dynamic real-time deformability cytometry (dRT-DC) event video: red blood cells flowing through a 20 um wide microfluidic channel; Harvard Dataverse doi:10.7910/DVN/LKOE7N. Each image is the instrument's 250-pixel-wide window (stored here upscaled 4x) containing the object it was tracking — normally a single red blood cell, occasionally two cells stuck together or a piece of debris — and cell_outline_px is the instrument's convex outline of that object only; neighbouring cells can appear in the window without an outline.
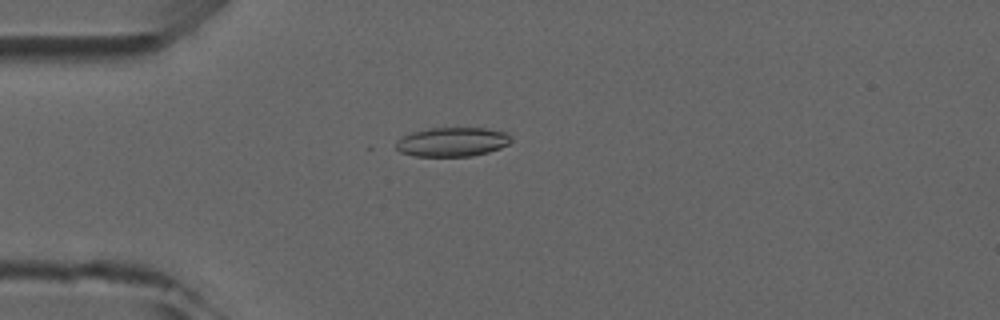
{"species": "common noctule bat (a hibernating species)", "species_latin": "Nyctalus noctula", "temperature_condition": "room temperature", "stored_images_in_passage": 3, "camera_frame_rate_fps": 3000, "um_per_image_px": 0.085, "animal": {"sex": "male", "forearm_length_mm": 52.5}, "frame": {"image": 1, "passage_image": 2, "time_ms": 1.0, "image_size_px": [1000, 320], "cell_outline_px": [[512, 140], [508, 144], [500, 148], [488, 152], [472, 156], [416, 156], [400, 152], [396, 148], [396, 140], [400, 136], [412, 132], [432, 128], [484, 128], [508, 132], [512, 136]], "centroid_in_image_um": [38.45, 12.06], "position_along_channel_um": 46.6, "area_um2": 19.71}}